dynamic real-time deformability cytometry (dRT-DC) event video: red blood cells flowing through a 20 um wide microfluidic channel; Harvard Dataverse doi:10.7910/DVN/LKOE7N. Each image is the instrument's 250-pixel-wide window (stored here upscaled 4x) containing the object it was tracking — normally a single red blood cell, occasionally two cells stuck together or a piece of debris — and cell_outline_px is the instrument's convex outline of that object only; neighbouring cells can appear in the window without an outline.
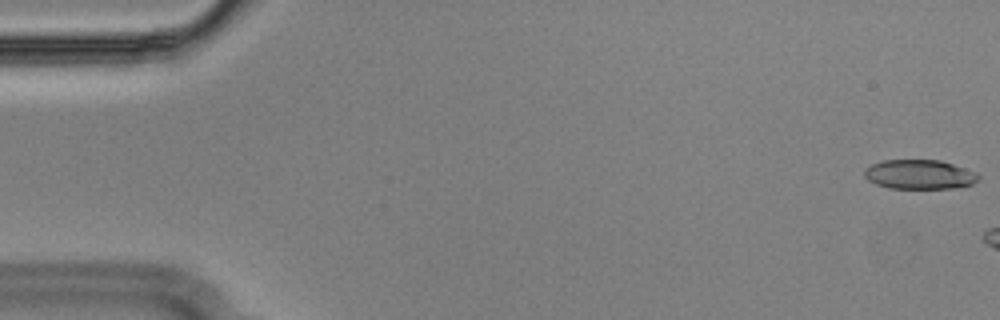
{"species": "Egyptian fruit bat (a non-hibernating species)", "species_latin": "Rousettus aegyptiacus", "temperature_condition": "cold", "stored_images_in_passage": 7, "camera_frame_rate_fps": 3000, "um_per_image_px": 0.085, "animal": {"sex": "male"}, "frame": {"image": 1, "passage_image": 1, "time_ms": 0.0, "image_size_px": [1000, 320], "cell_outline_px": [[980, 176], [972, 184], [952, 188], [888, 188], [876, 184], [868, 180], [864, 176], [864, 168], [872, 164], [884, 160], [940, 160], [976, 172]], "centroid_in_image_um": [78.12, 14.82], "position_along_channel_um": 6.9, "area_um2": 19.42}}